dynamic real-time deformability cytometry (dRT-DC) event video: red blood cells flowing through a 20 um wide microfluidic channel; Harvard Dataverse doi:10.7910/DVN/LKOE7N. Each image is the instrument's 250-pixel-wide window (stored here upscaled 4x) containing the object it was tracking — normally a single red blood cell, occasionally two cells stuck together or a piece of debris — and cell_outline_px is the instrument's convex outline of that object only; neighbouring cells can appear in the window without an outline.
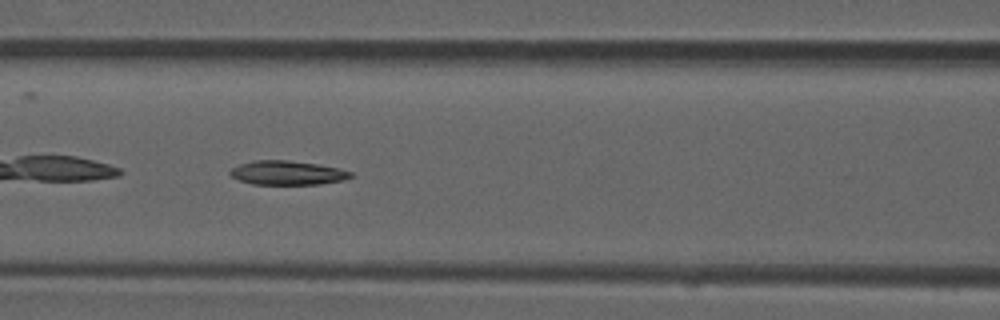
{"species": "common noctule bat (a hibernating species)", "species_latin": "Nyctalus noctula", "temperature_condition": "room temperature", "stored_images_in_passage": 37, "camera_frame_rate_fps": 3000, "um_per_image_px": 0.085, "animal": {"sex": "male", "forearm_length_mm": 52.5}, "frame": {"image": 1, "passage_image": 7, "time_ms": 2.0, "image_size_px": [1000, 320], "cell_outline_px": [[352, 176], [344, 180], [320, 184], [252, 184], [240, 180], [232, 176], [228, 172], [232, 168], [240, 164], [252, 160], [288, 160], [316, 164], [340, 168], [352, 172]], "centroid_in_image_um": [24.43, 14.68], "position_along_channel_um": 142.2, "area_um2": 16.88}}
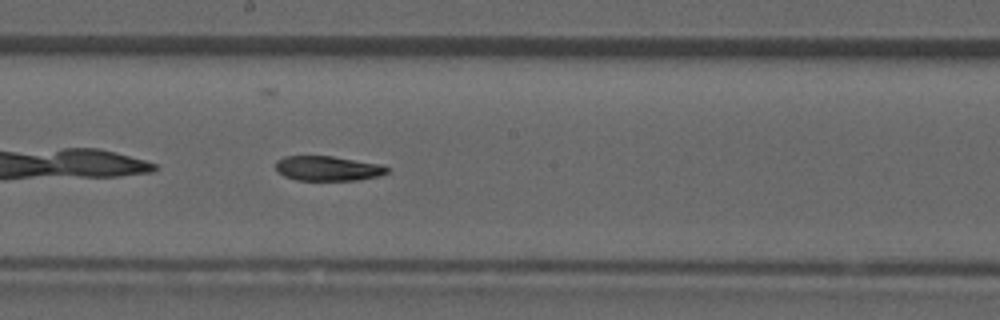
{"frame": {"image": 2, "passage_image": 13, "time_ms": 4.0, "image_size_px": [1000, 320], "cell_outline_px": [[392, 168], [388, 172], [380, 176], [360, 180], [296, 180], [284, 176], [276, 168], [276, 160], [284, 156], [332, 156], [380, 164]], "centroid_in_image_um": [27.9, 14.31], "position_along_channel_um": 220.3, "area_um2": 16.18}}
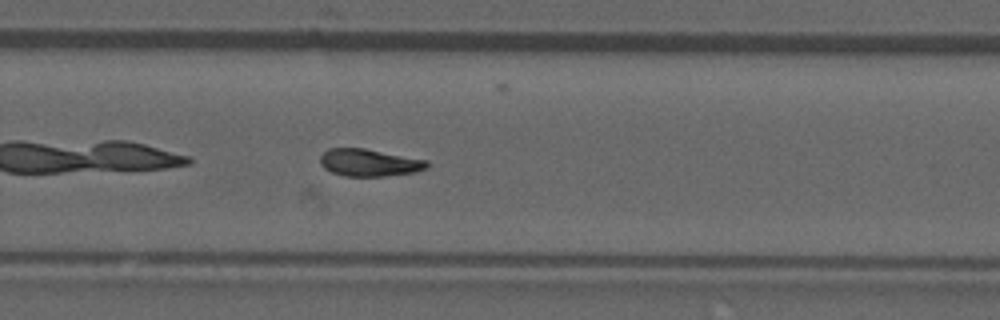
{"frame": {"image": 3, "passage_image": 19, "time_ms": 6.0, "image_size_px": [1000, 320], "cell_outline_px": [[428, 168], [416, 172], [384, 176], [344, 176], [332, 172], [324, 168], [320, 164], [320, 156], [328, 148], [364, 148], [428, 160]], "centroid_in_image_um": [31.39, 13.82], "position_along_channel_um": 298.4, "area_um2": 17.05}}